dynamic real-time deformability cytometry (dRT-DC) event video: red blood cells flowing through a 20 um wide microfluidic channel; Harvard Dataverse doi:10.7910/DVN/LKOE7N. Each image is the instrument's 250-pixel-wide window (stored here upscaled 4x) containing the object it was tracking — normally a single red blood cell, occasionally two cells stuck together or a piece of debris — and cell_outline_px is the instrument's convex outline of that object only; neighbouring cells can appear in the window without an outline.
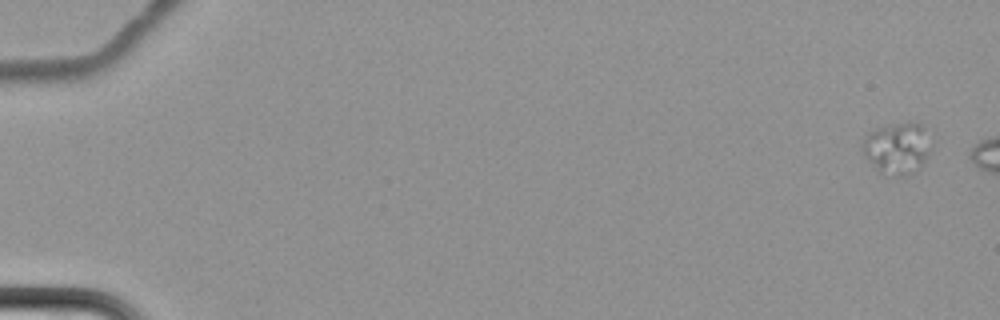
{"species": "common noctule bat (a hibernating species)", "species_latin": "Nyctalus noctula", "temperature_condition": "cold", "stored_images_in_passage": 3, "camera_frame_rate_fps": 3000, "um_per_image_px": 0.085, "animal": {"sex": "female", "body_mass_g": 22.7, "forearm_length_mm": 54.2}, "frame": {"image": 1, "passage_image": 1, "time_ms": 0.0, "image_size_px": [1000, 320], "cell_outline_px": [[932, 148], [928, 156], [920, 168], [908, 176], [884, 176], [864, 156], [860, 144], [864, 136], [868, 132], [876, 128], [896, 124], [920, 124], [924, 128], [932, 144]], "centroid_in_image_um": [76.25, 12.64], "position_along_channel_um": 8.8, "area_um2": 20.87}}